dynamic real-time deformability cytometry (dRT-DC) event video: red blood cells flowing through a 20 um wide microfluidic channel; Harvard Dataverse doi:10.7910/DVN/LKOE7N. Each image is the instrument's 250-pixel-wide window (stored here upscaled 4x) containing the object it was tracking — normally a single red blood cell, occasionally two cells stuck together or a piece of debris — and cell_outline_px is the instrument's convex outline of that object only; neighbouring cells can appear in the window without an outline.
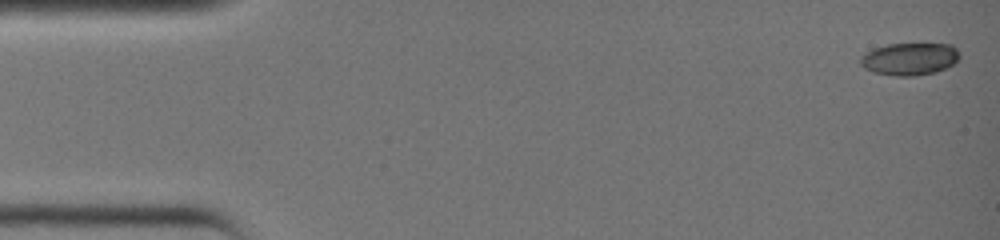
{"species": "common noctule bat (a hibernating species)", "species_latin": "Nyctalus noctula", "temperature_condition": "warm", "stored_images_in_passage": 31, "camera_frame_rate_fps": 3000, "um_per_image_px": 0.085, "animal": {"sex": "female", "body_mass_g": 19.0, "forearm_length_mm": 51.5}, "frame": {"image": 1, "passage_image": 1, "time_ms": 0.0, "image_size_px": [1000, 240], "cell_outline_px": [[960, 56], [948, 68], [936, 72], [916, 76], [896, 76], [872, 72], [864, 68], [860, 64], [860, 56], [872, 48], [888, 44], [952, 44], [956, 48]], "centroid_in_image_um": [77.29, 5.01], "position_along_channel_um": 7.7, "area_um2": 18.9}}
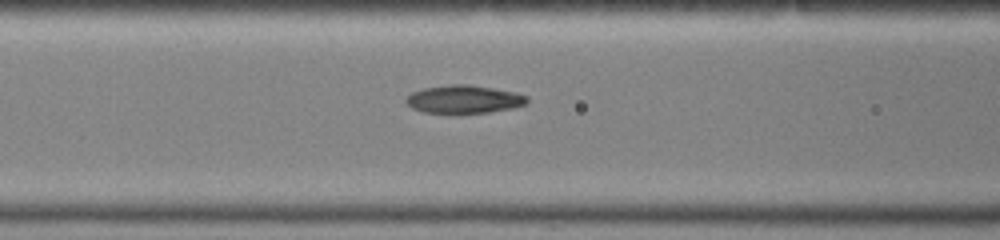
{"frame": {"image": 2, "passage_image": 16, "time_ms": 5.0, "image_size_px": [1000, 240], "cell_outline_px": [[528, 104], [512, 108], [488, 112], [456, 116], [424, 112], [412, 108], [404, 100], [412, 92], [424, 88], [448, 84], [468, 84], [516, 92], [528, 96]], "centroid_in_image_um": [39.43, 8.47], "position_along_channel_um": 127.2, "area_um2": 20.52}}
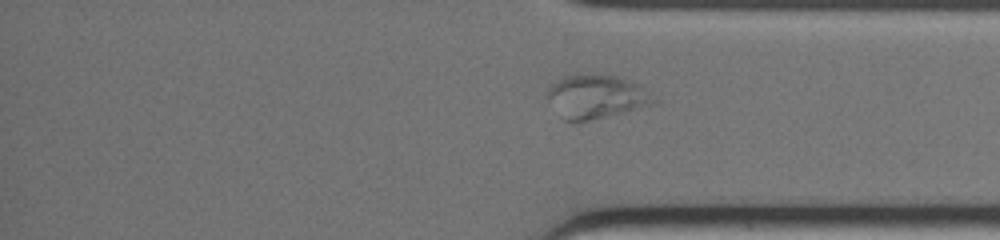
{"frame": {"image": 3, "passage_image": 31, "time_ms": 10.0, "image_size_px": [1000, 240], "cell_outline_px": [[660, 100], [652, 104], [624, 112], [588, 120], [564, 120], [548, 100], [548, 88], [556, 80], [564, 76], [596, 72], [616, 76], [628, 80], [644, 88]], "centroid_in_image_um": [50.69, 8.17], "position_along_channel_um": 384.5, "area_um2": 26.93}}